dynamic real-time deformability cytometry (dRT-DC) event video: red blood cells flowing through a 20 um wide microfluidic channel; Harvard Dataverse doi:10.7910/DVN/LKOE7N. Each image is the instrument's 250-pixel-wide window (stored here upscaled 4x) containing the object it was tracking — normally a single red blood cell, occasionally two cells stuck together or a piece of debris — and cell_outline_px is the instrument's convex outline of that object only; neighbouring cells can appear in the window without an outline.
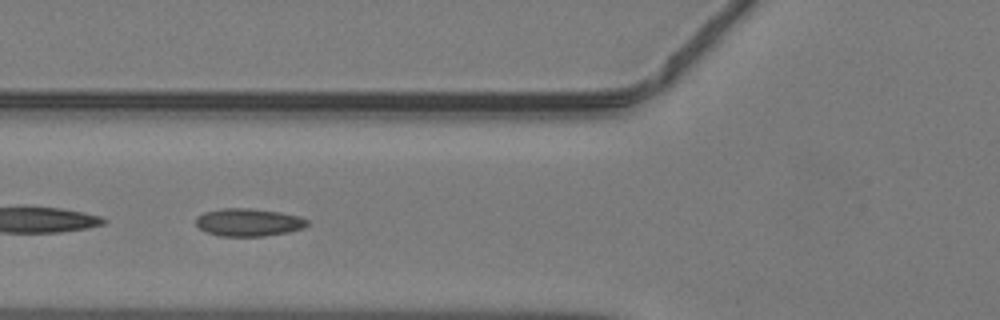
{"species": "common noctule bat (a hibernating species)", "species_latin": "Nyctalus noctula", "temperature_condition": "warm", "stored_images_in_passage": 43, "camera_frame_rate_fps": 3000, "um_per_image_px": 0.085, "animal": {"sex": "male", "body_mass_g": 19.2, "forearm_length_mm": 51.8}, "frame": {"image": 1, "passage_image": 14, "time_ms": 4.333, "image_size_px": [1000, 320], "cell_outline_px": [[308, 224], [304, 228], [288, 232], [264, 236], [220, 236], [208, 232], [200, 228], [196, 224], [196, 216], [204, 212], [220, 208], [248, 208], [280, 212], [300, 216], [308, 220]], "centroid_in_image_um": [21.13, 18.89], "position_along_channel_um": 104.7, "area_um2": 18.03}}
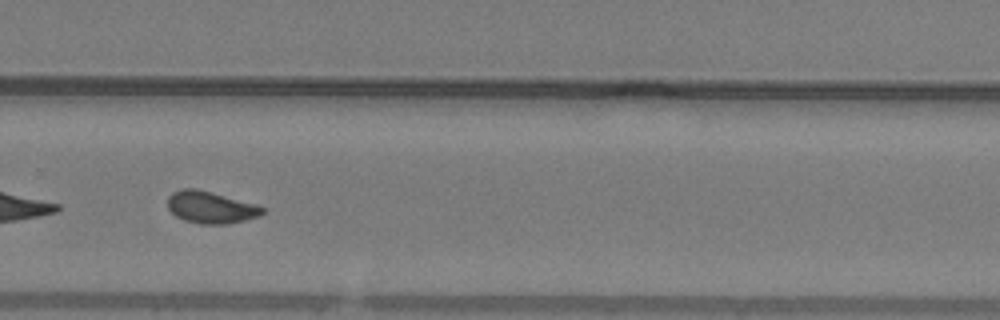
{"frame": {"image": 2, "passage_image": 28, "time_ms": 9.0, "image_size_px": [1000, 320], "cell_outline_px": [[264, 212], [260, 216], [244, 220], [224, 224], [200, 224], [184, 220], [176, 216], [168, 208], [168, 196], [172, 192], [184, 188], [196, 188], [212, 192], [256, 204], [264, 208]], "centroid_in_image_um": [17.9, 17.62], "position_along_channel_um": 311.9, "area_um2": 17.63}}
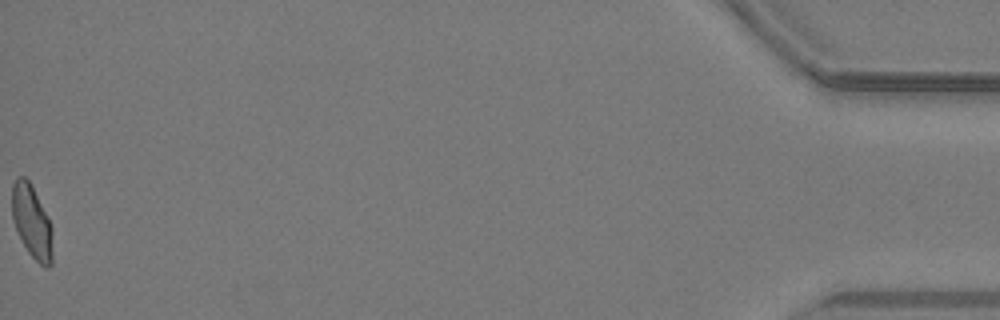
{"frame": {"image": 3, "passage_image": 43, "time_ms": 14.0, "image_size_px": [1000, 320], "cell_outline_px": [[52, 264], [48, 268], [44, 268], [28, 252], [12, 220], [12, 184], [16, 176], [24, 176], [28, 180], [48, 216], [52, 228]], "centroid_in_image_um": [2.71, 18.85], "position_along_channel_um": 432.5, "area_um2": 17.22}}